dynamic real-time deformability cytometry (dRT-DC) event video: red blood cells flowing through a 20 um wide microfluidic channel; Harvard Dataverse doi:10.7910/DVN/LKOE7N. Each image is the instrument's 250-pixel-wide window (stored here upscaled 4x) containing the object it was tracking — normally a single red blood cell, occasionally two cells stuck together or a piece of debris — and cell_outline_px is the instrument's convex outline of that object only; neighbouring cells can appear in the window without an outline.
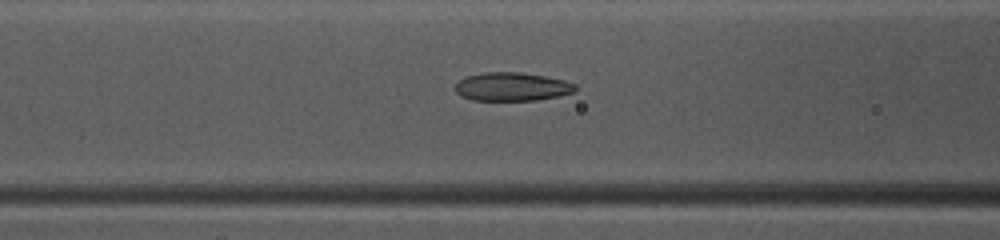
{"species": "common noctule bat (a hibernating species)", "species_latin": "Nyctalus noctula", "temperature_condition": "warm", "stored_images_in_passage": 48, "camera_frame_rate_fps": 3000, "um_per_image_px": 0.085, "animal": {"sex": "female", "body_mass_g": 10.0, "forearm_length_mm": 53.1}, "frame": {"image": 1, "passage_image": 20, "time_ms": 6.333, "image_size_px": [1000, 240], "cell_outline_px": [[576, 92], [560, 96], [536, 100], [472, 100], [460, 96], [456, 92], [456, 84], [460, 80], [468, 76], [484, 72], [520, 72], [544, 76], [564, 80], [576, 84]], "centroid_in_image_um": [43.55, 7.37], "position_along_channel_um": 123.1, "area_um2": 19.94}}
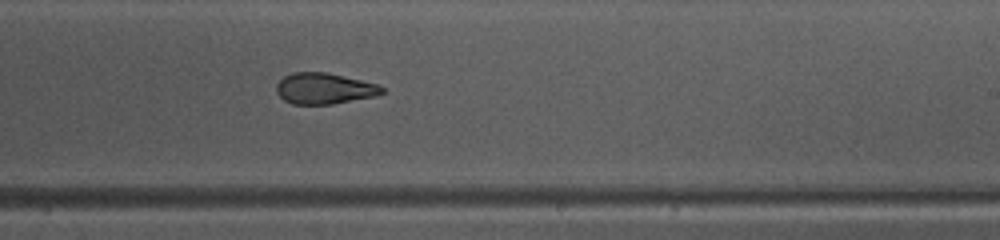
{"frame": {"image": 2, "passage_image": 30, "time_ms": 9.667, "image_size_px": [1000, 240], "cell_outline_px": [[384, 92], [376, 96], [332, 104], [292, 104], [284, 100], [276, 92], [276, 84], [284, 76], [292, 72], [328, 72], [380, 84], [384, 88]], "centroid_in_image_um": [27.58, 7.51], "position_along_channel_um": 261.4, "area_um2": 19.31}}
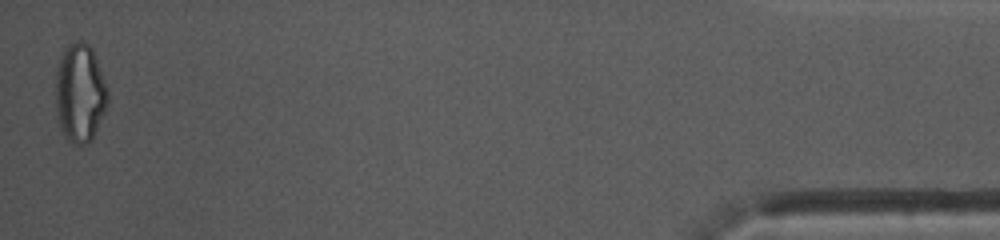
{"frame": {"image": 3, "passage_image": 48, "time_ms": 15.667, "image_size_px": [1000, 240], "cell_outline_px": [[108, 104], [92, 140], [88, 144], [76, 144], [68, 140], [60, 124], [56, 112], [56, 72], [60, 56], [64, 48], [68, 44], [76, 40], [84, 40], [92, 48], [108, 88]], "centroid_in_image_um": [6.81, 7.87], "position_along_channel_um": 428.4, "area_um2": 30.11}, "authors_computed_cell_mechanics": {"area_um2": 21.1548, "velocity_mm_per_s": 4.142, "shape_relaxation_time_tau1_ms": 5.8694, "shape_relaxation_time_tau2_ms": 1.7581, "deformation_change_tau1": 0.1639, "deformation_change_tau2": 0.095}}